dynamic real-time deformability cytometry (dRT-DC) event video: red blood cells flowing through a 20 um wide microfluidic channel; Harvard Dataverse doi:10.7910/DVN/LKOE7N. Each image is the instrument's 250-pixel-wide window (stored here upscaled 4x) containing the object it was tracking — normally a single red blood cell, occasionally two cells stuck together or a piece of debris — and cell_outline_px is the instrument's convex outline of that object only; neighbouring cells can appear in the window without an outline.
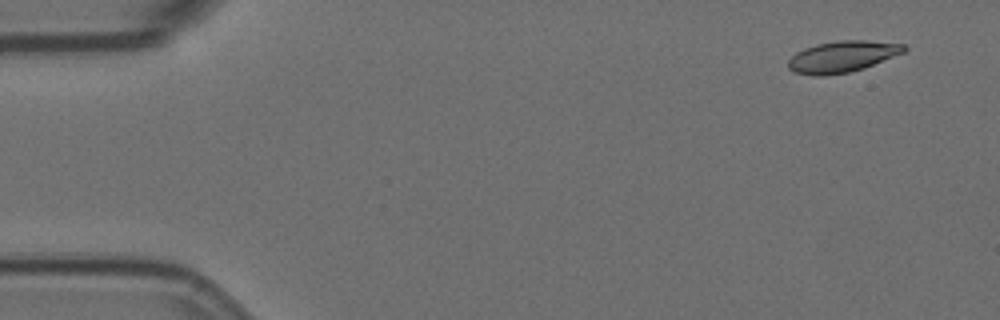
{"species": "Egyptian fruit bat (a non-hibernating species)", "species_latin": "Rousettus aegyptiacus", "temperature_condition": "room temperature", "stored_images_in_passage": 6, "camera_frame_rate_fps": 3000, "um_per_image_px": 0.085, "animal": {"sex": "female"}, "frame": {"image": 1, "passage_image": 1, "time_ms": 0.0, "image_size_px": [1000, 320], "cell_outline_px": [[908, 48], [904, 52], [864, 68], [848, 72], [820, 76], [812, 76], [792, 72], [788, 68], [788, 60], [796, 52], [804, 48], [816, 44], [836, 40], [864, 40], [904, 44]], "centroid_in_image_um": [71.56, 4.81], "position_along_channel_um": 13.4, "area_um2": 21.21}}
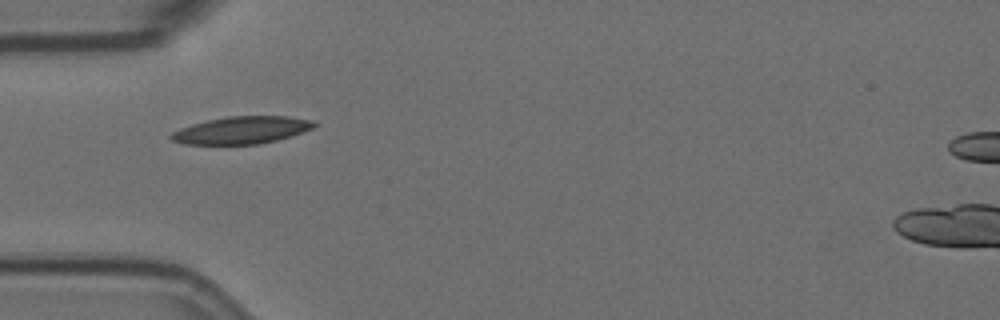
{"frame": {"image": 2, "passage_image": 5, "time_ms": 1.333, "image_size_px": [1000, 320], "cell_outline_px": [[316, 124], [312, 128], [276, 140], [256, 144], [184, 144], [172, 140], [168, 136], [172, 132], [180, 128], [192, 124], [208, 120], [228, 116], [288, 116], [316, 120]], "centroid_in_image_um": [20.52, 11.05], "position_along_channel_um": 64.5, "area_um2": 22.6}}
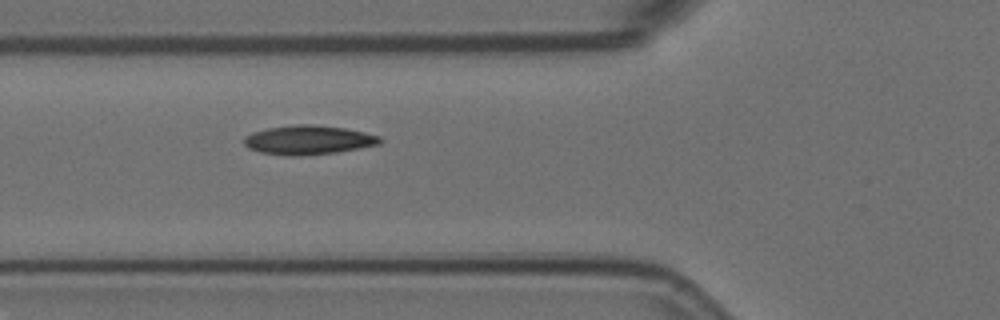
{"frame": {"image": 3, "passage_image": 6, "time_ms": 1.667, "image_size_px": [1000, 320], "cell_outline_px": [[384, 140], [380, 144], [360, 148], [336, 152], [300, 156], [288, 156], [260, 152], [248, 148], [244, 144], [244, 136], [252, 132], [268, 128], [296, 124], [312, 124], [344, 128], [364, 132], [380, 136]], "centroid_in_image_um": [26.21, 11.9], "position_along_channel_um": 99.6, "area_um2": 23.18}}